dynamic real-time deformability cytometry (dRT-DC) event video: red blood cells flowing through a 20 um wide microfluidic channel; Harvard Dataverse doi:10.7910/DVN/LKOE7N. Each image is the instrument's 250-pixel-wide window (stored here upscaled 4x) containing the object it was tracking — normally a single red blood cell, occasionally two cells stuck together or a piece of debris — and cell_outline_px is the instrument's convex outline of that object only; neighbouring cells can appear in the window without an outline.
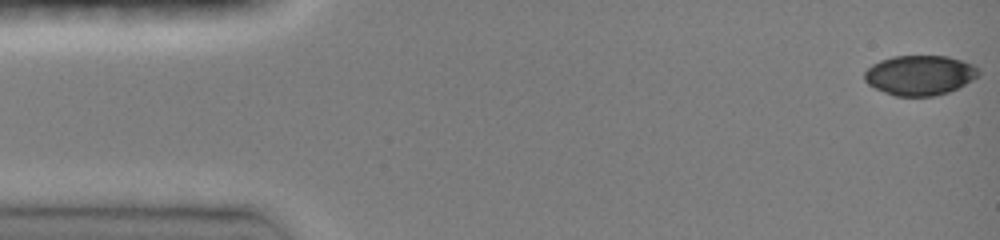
{"species": "common noctule bat (a hibernating species)", "species_latin": "Nyctalus noctula", "temperature_condition": "room temperature", "stored_images_in_passage": 47, "camera_frame_rate_fps": 3000, "um_per_image_px": 0.085, "animal": {"sex": "female", "body_mass_g": 19.0, "forearm_length_mm": 51.5}, "frame": {"image": 1, "passage_image": 1, "time_ms": 0.0, "image_size_px": [1000, 240], "cell_outline_px": [[980, 76], [948, 92], [936, 96], [896, 96], [884, 92], [868, 84], [864, 80], [864, 72], [872, 64], [880, 60], [892, 56], [948, 56], [976, 64], [980, 68]], "centroid_in_image_um": [78.21, 6.38], "position_along_channel_um": 6.8, "area_um2": 26.76}}
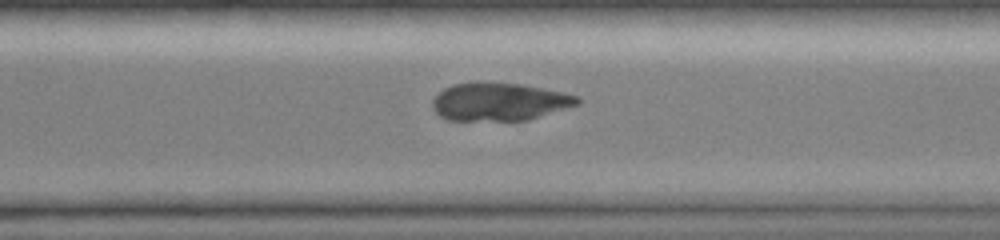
{"frame": {"image": 2, "passage_image": 34, "time_ms": 11.0, "image_size_px": [1000, 240], "cell_outline_px": [[580, 104], [528, 120], [448, 120], [440, 116], [432, 108], [432, 100], [444, 88], [452, 84], [520, 84], [580, 96]], "centroid_in_image_um": [42.46, 8.68], "position_along_channel_um": 328.1, "area_um2": 31.33}}
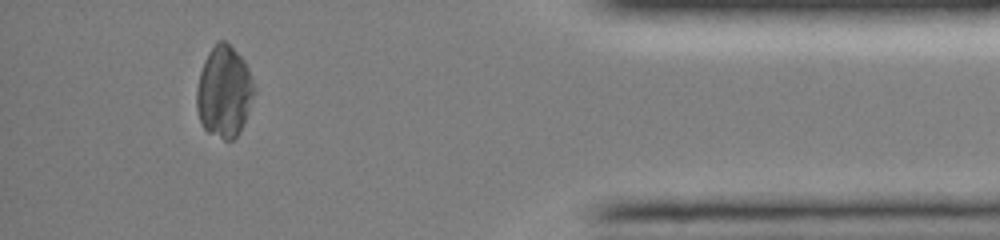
{"frame": {"image": 3, "passage_image": 43, "time_ms": 14.0, "image_size_px": [1000, 240], "cell_outline_px": [[256, 92], [240, 132], [232, 140], [224, 140], [208, 132], [200, 124], [196, 108], [196, 88], [200, 72], [204, 60], [208, 52], [216, 40], [224, 40], [244, 60], [248, 68], [256, 88]], "centroid_in_image_um": [19.04, 7.8], "position_along_channel_um": 416.2, "area_um2": 30.98}}